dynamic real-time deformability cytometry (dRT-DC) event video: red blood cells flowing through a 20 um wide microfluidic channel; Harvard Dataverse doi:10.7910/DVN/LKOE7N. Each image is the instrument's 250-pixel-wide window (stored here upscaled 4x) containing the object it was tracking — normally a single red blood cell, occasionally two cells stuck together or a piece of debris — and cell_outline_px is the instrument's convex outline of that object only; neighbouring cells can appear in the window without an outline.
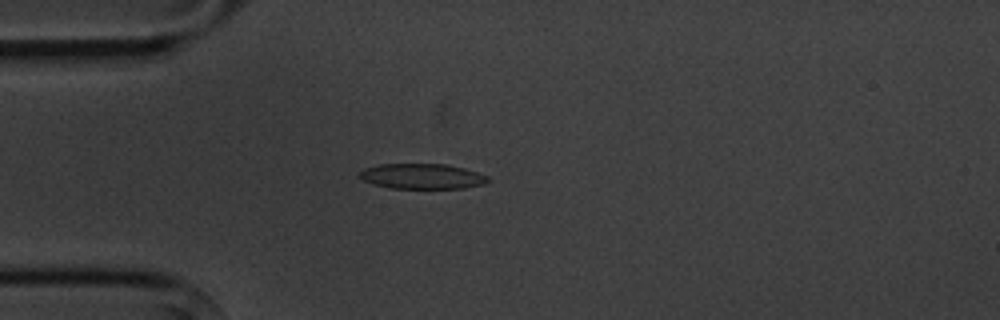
{"species": "common noctule bat (a hibernating species)", "species_latin": "Nyctalus noctula", "temperature_condition": "cold", "stored_images_in_passage": 5, "camera_frame_rate_fps": 3000, "um_per_image_px": 0.085, "animal": {"sex": "male", "body_mass_g": 20.1, "forearm_length_mm": 53.5}, "frame": {"image": 1, "passage_image": 5, "time_ms": 4.667, "image_size_px": [1000, 320], "cell_outline_px": [[488, 180], [484, 184], [464, 188], [388, 188], [372, 184], [356, 176], [364, 168], [380, 164], [444, 164], [464, 168], [488, 176]], "centroid_in_image_um": [35.83, 14.98], "position_along_channel_um": 49.2, "area_um2": 18.9}}